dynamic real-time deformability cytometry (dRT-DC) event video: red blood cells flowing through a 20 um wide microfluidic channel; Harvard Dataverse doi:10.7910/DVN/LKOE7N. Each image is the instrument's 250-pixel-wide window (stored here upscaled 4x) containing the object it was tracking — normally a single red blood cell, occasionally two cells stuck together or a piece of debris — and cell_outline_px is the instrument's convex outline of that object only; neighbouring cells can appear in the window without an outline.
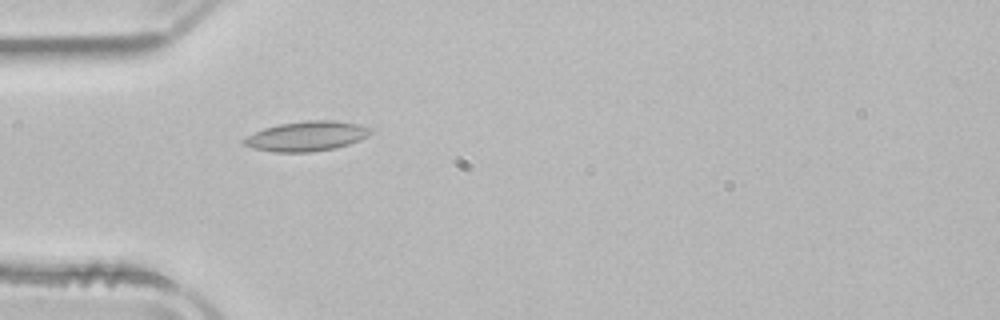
{"species": "common noctule bat (a hibernating species)", "species_latin": "Nyctalus noctula", "temperature_condition": "room temperature", "stored_images_in_passage": 52, "camera_frame_rate_fps": 3000, "um_per_image_px": 0.085, "animal": {"sex": "male", "body_mass_g": 21.5, "forearm_length_mm": 52.0}, "frame": {"image": 1, "passage_image": 16, "time_ms": 5.0, "image_size_px": [1000, 320], "cell_outline_px": [[372, 132], [368, 136], [360, 140], [336, 148], [308, 152], [276, 152], [252, 148], [244, 144], [240, 140], [264, 128], [280, 124], [308, 120], [336, 120], [360, 124], [372, 128]], "centroid_in_image_um": [26.1, 11.57], "position_along_channel_um": 58.9, "area_um2": 22.02}}
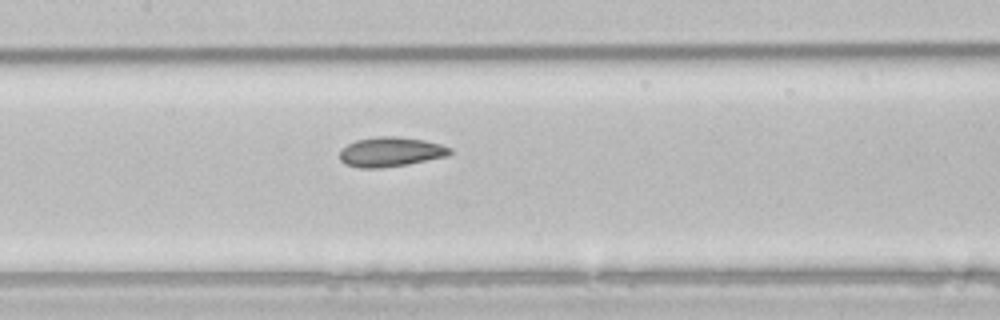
{"frame": {"image": 2, "passage_image": 25, "time_ms": 8.0, "image_size_px": [1000, 320], "cell_outline_px": [[452, 152], [448, 156], [408, 164], [380, 168], [360, 168], [344, 164], [340, 160], [340, 152], [348, 144], [356, 140], [380, 136], [396, 136], [424, 140], [440, 144], [452, 148]], "centroid_in_image_um": [33.22, 12.91], "position_along_channel_um": 174.2, "area_um2": 19.02}}
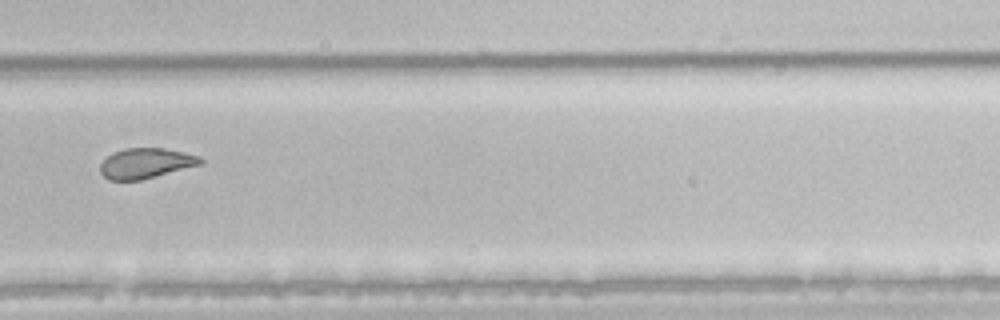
{"frame": {"image": 3, "passage_image": 36, "time_ms": 11.667, "image_size_px": [1000, 320], "cell_outline_px": [[204, 164], [140, 180], [108, 180], [100, 172], [100, 164], [112, 152], [124, 148], [164, 148], [184, 152], [200, 156], [204, 160]], "centroid_in_image_um": [12.42, 13.87], "position_along_channel_um": 317.4, "area_um2": 17.8}, "authors_computed_cell_mechanics": {"area_um2": 20.4901, "velocity_mm_per_s": 3.9333, "shape_relaxation_time_tau1_ms": null, "shape_relaxation_time_tau2_ms": 2.8819, "deformation_change_tau1": null, "deformation_change_tau2": 0.0866}}